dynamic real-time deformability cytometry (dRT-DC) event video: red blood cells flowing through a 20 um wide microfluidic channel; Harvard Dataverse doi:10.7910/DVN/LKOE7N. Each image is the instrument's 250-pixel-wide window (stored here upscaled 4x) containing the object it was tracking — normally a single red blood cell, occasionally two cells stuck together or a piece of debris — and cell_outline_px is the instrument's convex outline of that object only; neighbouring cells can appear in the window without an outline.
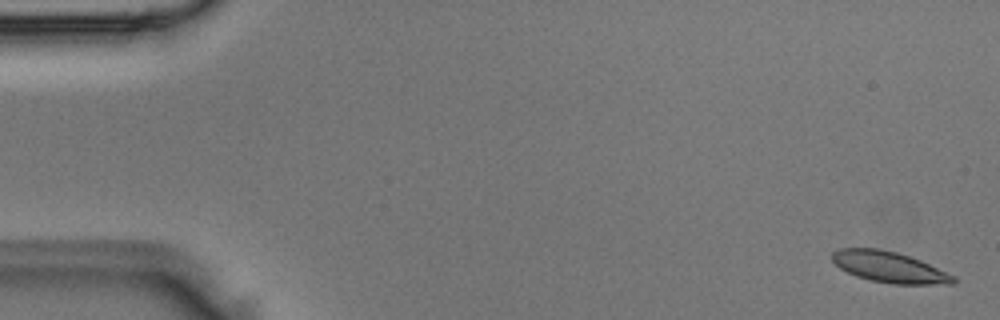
{"species": "Egyptian fruit bat (a non-hibernating species)", "species_latin": "Rousettus aegyptiacus", "temperature_condition": "room temperature", "stored_images_in_passage": 5, "camera_frame_rate_fps": 3000, "um_per_image_px": 0.085, "animal": {"sex": "male"}, "frame": {"image": 1, "passage_image": 5, "time_ms": 1.333, "image_size_px": [1000, 320], "cell_outline_px": [[956, 284], [892, 284], [872, 280], [856, 276], [840, 268], [832, 260], [832, 252], [840, 248], [880, 248], [896, 252], [920, 260], [956, 276]], "centroid_in_image_um": [75.61, 22.7], "position_along_channel_um": 9.4, "area_um2": 21.79}}